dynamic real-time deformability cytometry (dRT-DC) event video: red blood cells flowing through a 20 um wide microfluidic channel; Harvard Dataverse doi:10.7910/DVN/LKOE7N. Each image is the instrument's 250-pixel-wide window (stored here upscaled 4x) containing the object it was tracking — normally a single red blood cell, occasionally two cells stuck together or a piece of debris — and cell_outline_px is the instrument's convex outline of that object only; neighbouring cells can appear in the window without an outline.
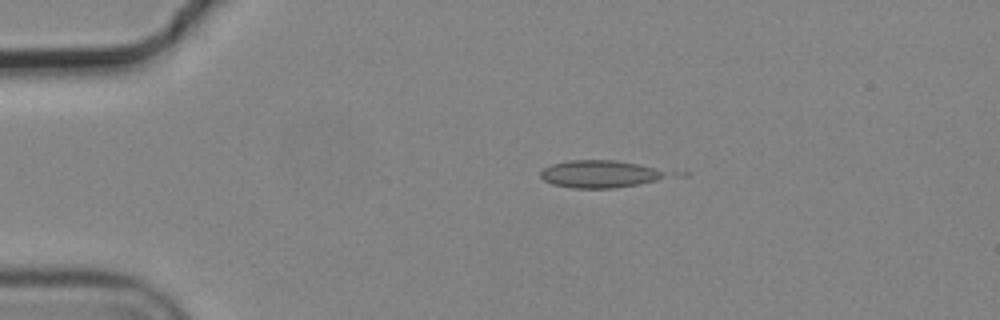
{"species": "common noctule bat (a hibernating species)", "species_latin": "Nyctalus noctula", "temperature_condition": "cold", "stored_images_in_passage": 5, "camera_frame_rate_fps": 3000, "um_per_image_px": 0.085, "animal": {"sex": "male", "body_mass_g": 19.2, "forearm_length_mm": 51.8}, "frame": {"image": 1, "passage_image": 4, "time_ms": 1.0, "image_size_px": [1000, 320], "cell_outline_px": [[664, 176], [656, 180], [640, 184], [616, 188], [572, 188], [552, 184], [544, 180], [540, 176], [540, 172], [544, 168], [552, 164], [568, 160], [616, 160], [640, 164], [664, 172]], "centroid_in_image_um": [50.9, 14.79], "position_along_channel_um": 34.1, "area_um2": 19.94}}